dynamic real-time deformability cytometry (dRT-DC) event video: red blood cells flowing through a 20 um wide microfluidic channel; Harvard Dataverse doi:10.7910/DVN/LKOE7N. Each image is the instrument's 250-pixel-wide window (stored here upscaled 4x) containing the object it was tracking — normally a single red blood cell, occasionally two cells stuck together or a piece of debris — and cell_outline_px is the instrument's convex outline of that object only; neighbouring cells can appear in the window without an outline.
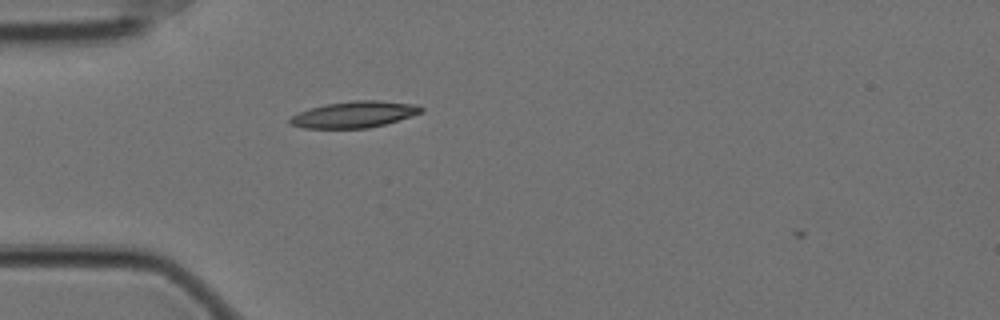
{"species": "Egyptian fruit bat (a non-hibernating species)", "species_latin": "Rousettus aegyptiacus", "temperature_condition": "cold", "stored_images_in_passage": 40, "camera_frame_rate_fps": 3000, "um_per_image_px": 0.085, "animal": {"sex": "female"}, "frame": {"image": 1, "passage_image": 1, "time_ms": 0.0, "image_size_px": [1000, 320], "cell_outline_px": [[424, 112], [412, 116], [384, 124], [368, 128], [304, 128], [288, 124], [288, 120], [292, 116], [300, 112], [324, 104], [352, 100], [376, 100], [412, 104], [424, 108]], "centroid_in_image_um": [30.1, 9.73], "position_along_channel_um": 54.9, "area_um2": 20.06}}
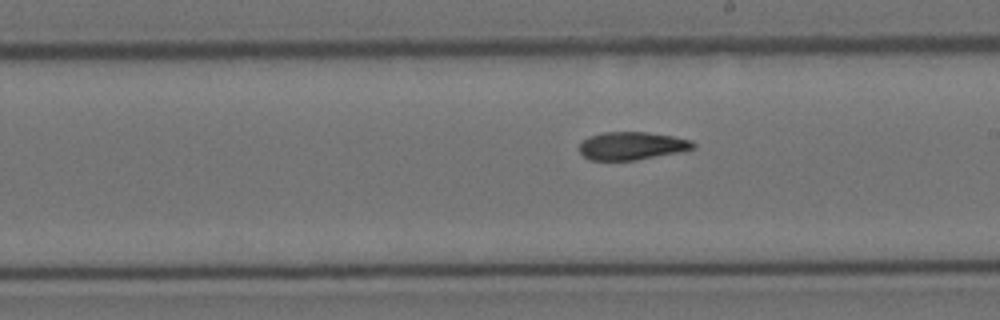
{"frame": {"image": 2, "passage_image": 17, "time_ms": 5.333, "image_size_px": [1000, 320], "cell_outline_px": [[696, 148], [636, 160], [588, 160], [580, 152], [580, 140], [588, 136], [604, 132], [648, 132], [672, 136], [692, 140], [696, 144]], "centroid_in_image_um": [53.67, 12.38], "position_along_channel_um": 235.3, "area_um2": 18.55}}
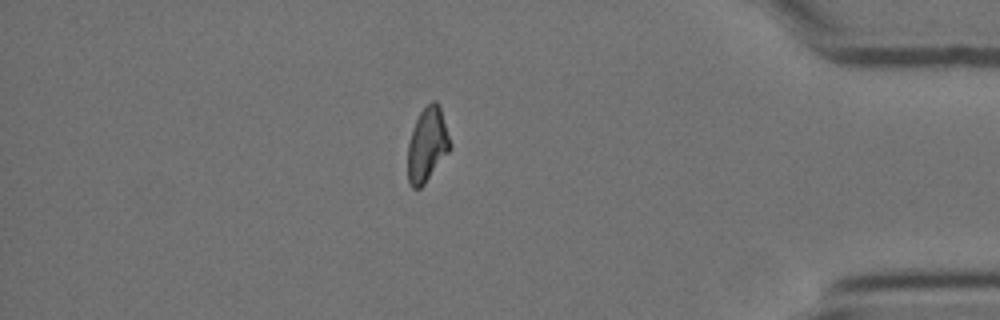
{"frame": {"image": 3, "passage_image": 34, "time_ms": 11.0, "image_size_px": [1000, 320], "cell_outline_px": [[452, 148], [424, 184], [420, 188], [412, 188], [408, 180], [408, 144], [412, 128], [420, 112], [432, 100], [436, 100], [440, 104], [452, 144]], "centroid_in_image_um": [36.34, 12.27], "position_along_channel_um": 398.9, "area_um2": 18.5}}